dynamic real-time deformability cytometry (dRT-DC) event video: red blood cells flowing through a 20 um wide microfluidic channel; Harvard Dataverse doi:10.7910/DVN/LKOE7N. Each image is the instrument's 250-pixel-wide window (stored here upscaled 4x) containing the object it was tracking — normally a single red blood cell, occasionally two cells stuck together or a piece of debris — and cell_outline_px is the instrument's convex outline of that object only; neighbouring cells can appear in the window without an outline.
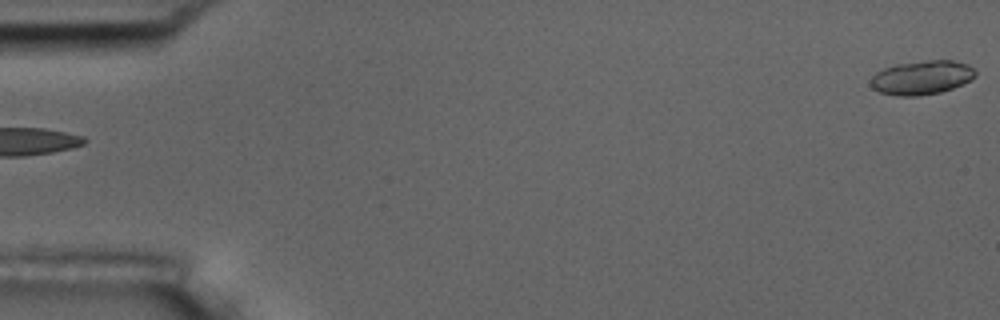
{"species": "common noctule bat (a hibernating species)", "species_latin": "Nyctalus noctula", "temperature_condition": "room temperature", "stored_images_in_passage": 6, "segment_of_instrument_passage": [2, 2], "camera_frame_rate_fps": 3000, "um_per_image_px": 0.085, "animal": {"sex": "male", "body_mass_g": 17.5, "forearm_length_mm": 52.3}, "frame": {"image": 1, "passage_image": 6, "time_ms": 5.667, "image_size_px": [1000, 320], "cell_outline_px": [[976, 76], [972, 80], [964, 84], [940, 92], [916, 96], [896, 96], [880, 92], [872, 88], [872, 76], [876, 72], [884, 68], [896, 64], [924, 60], [952, 60], [968, 64], [976, 72]], "centroid_in_image_um": [78.37, 6.59], "position_along_channel_um": 6.6, "area_um2": 20.81}}